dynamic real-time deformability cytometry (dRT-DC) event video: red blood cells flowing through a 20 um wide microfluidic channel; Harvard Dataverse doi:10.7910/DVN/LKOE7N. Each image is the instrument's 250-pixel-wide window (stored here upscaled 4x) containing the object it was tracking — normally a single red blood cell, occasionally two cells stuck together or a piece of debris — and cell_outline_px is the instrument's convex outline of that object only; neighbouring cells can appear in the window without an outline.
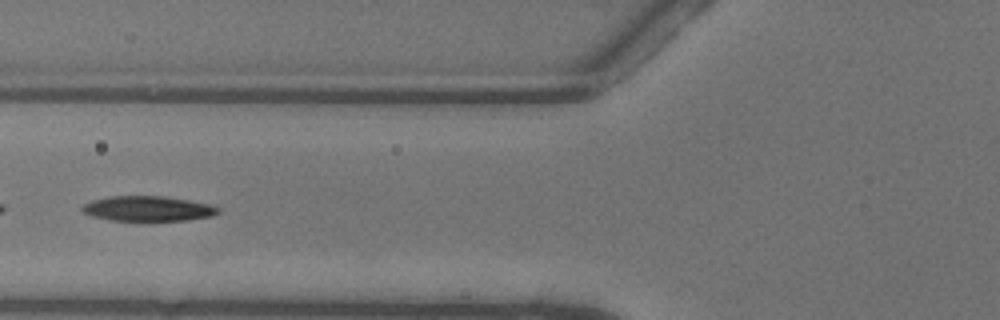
{"species": "common noctule bat (a hibernating species)", "species_latin": "Nyctalus noctula", "temperature_condition": "warm", "stored_images_in_passage": 20, "camera_frame_rate_fps": 3000, "um_per_image_px": 0.085, "animal": {"sex": "female"}, "frame": {"image": 1, "passage_image": 5, "time_ms": 1.333, "image_size_px": [1000, 320], "cell_outline_px": [[220, 212], [212, 216], [188, 220], [108, 220], [92, 216], [84, 212], [80, 208], [84, 204], [92, 200], [108, 196], [164, 196], [188, 200], [208, 204], [220, 208]], "centroid_in_image_um": [12.56, 17.73], "position_along_channel_um": 113.2, "area_um2": 19.77}}
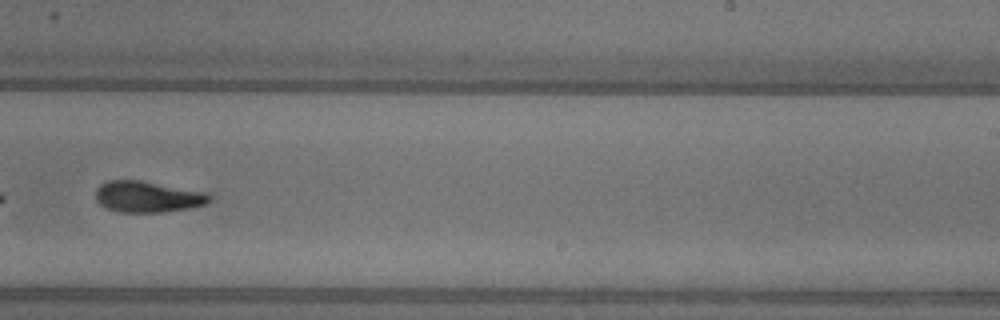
{"frame": {"image": 2, "passage_image": 17, "time_ms": 5.333, "image_size_px": [1000, 320], "cell_outline_px": [[212, 200], [204, 204], [188, 208], [160, 212], [120, 212], [108, 208], [100, 204], [96, 200], [96, 188], [100, 184], [108, 180], [140, 180], [208, 192], [212, 196]], "centroid_in_image_um": [12.56, 16.71], "position_along_channel_um": 276.4, "area_um2": 20.69}}